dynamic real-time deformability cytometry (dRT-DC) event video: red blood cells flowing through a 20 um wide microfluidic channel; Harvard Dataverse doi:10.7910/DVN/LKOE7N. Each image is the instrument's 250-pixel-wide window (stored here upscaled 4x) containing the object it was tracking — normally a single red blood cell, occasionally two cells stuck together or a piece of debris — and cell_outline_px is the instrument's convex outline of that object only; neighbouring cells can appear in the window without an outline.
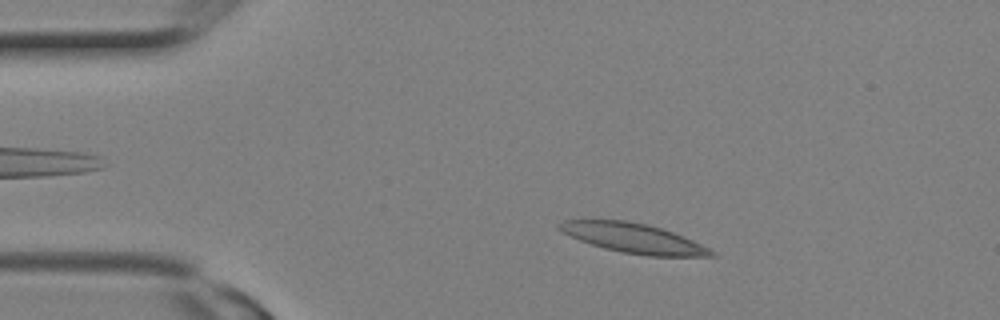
{"species": "Egyptian fruit bat (a non-hibernating species)", "species_latin": "Rousettus aegyptiacus", "temperature_condition": "room temperature", "stored_images_in_passage": 12, "camera_frame_rate_fps": 3000, "um_per_image_px": 0.085, "animal": {"sex": "female"}, "frame": {"image": 1, "passage_image": 3, "time_ms": 0.667, "image_size_px": [1000, 320], "cell_outline_px": [[716, 256], [648, 256], [624, 252], [604, 248], [580, 240], [556, 228], [556, 224], [564, 220], [628, 220], [648, 224], [672, 232], [692, 240], [716, 252]], "centroid_in_image_um": [53.84, 20.23], "position_along_channel_um": 31.2, "area_um2": 25.89}}
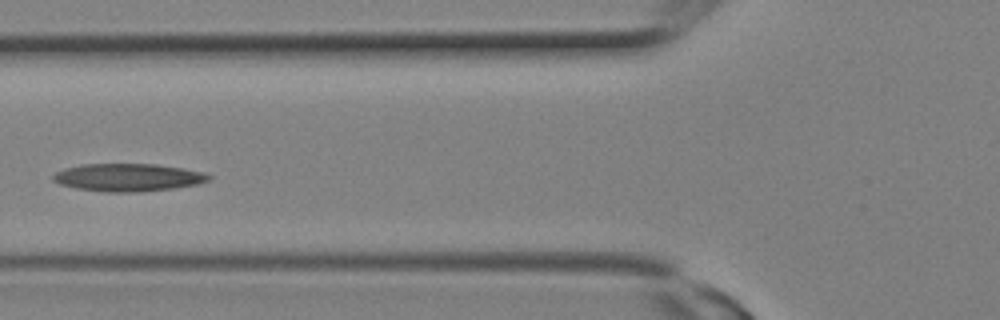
{"frame": {"image": 2, "passage_image": 8, "time_ms": 2.333, "image_size_px": [1000, 320], "cell_outline_px": [[212, 176], [208, 180], [196, 184], [172, 188], [140, 192], [104, 192], [76, 188], [60, 184], [52, 180], [52, 176], [56, 172], [64, 168], [80, 164], [156, 164], [184, 168], [204, 172]], "centroid_in_image_um": [10.86, 15.07], "position_along_channel_um": 114.9, "area_um2": 25.2}}
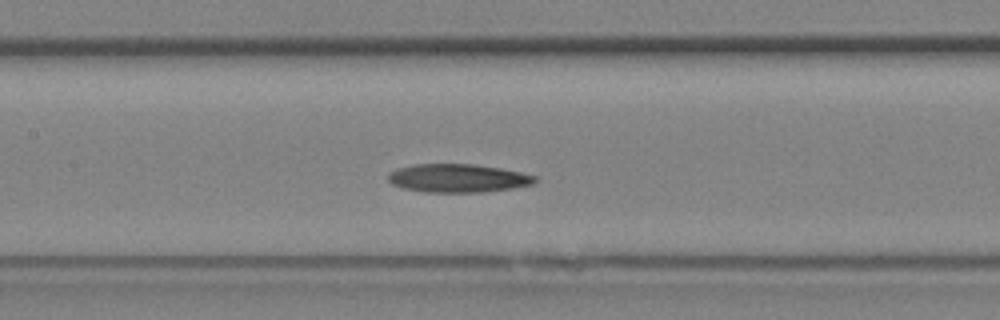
{"frame": {"image": 3, "passage_image": 10, "time_ms": 3.0, "image_size_px": [1000, 320], "cell_outline_px": [[540, 180], [532, 184], [512, 188], [484, 192], [424, 192], [404, 188], [392, 184], [388, 180], [388, 172], [396, 168], [412, 164], [472, 164], [500, 168], [520, 172], [536, 176]], "centroid_in_image_um": [38.9, 15.14], "position_along_channel_um": 168.5, "area_um2": 24.39}}